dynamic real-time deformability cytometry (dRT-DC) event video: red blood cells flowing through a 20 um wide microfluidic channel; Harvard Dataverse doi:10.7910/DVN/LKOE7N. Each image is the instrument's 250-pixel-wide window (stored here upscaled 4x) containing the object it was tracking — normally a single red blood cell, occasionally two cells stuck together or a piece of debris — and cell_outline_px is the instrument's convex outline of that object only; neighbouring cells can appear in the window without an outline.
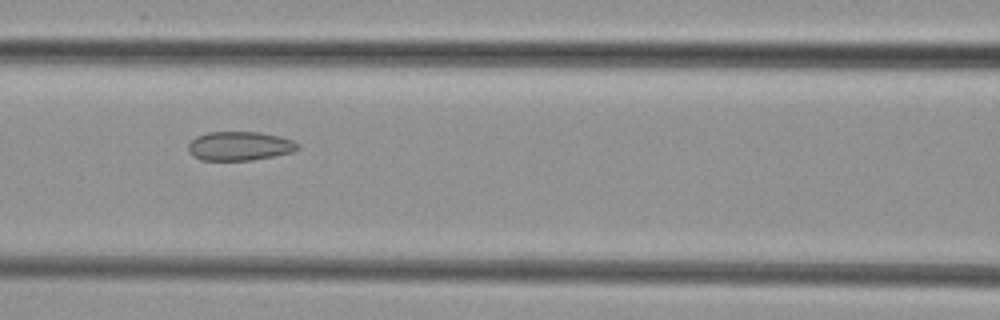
{"species": "common noctule bat (a hibernating species)", "species_latin": "Nyctalus noctula", "temperature_condition": "cold", "stored_images_in_passage": 6, "camera_frame_rate_fps": 3000, "um_per_image_px": 0.085, "animal": {"sex": "female", "body_mass_g": 29.2, "forearm_length_mm": 56.3}, "frame": {"image": 1, "passage_image": 5, "time_ms": 6.667, "image_size_px": [1000, 320], "cell_outline_px": [[300, 148], [292, 152], [252, 160], [200, 160], [192, 156], [188, 152], [188, 144], [196, 136], [208, 132], [260, 132], [280, 136], [292, 140], [300, 144]], "centroid_in_image_um": [20.36, 12.41], "position_along_channel_um": 146.2, "area_um2": 18.61}}
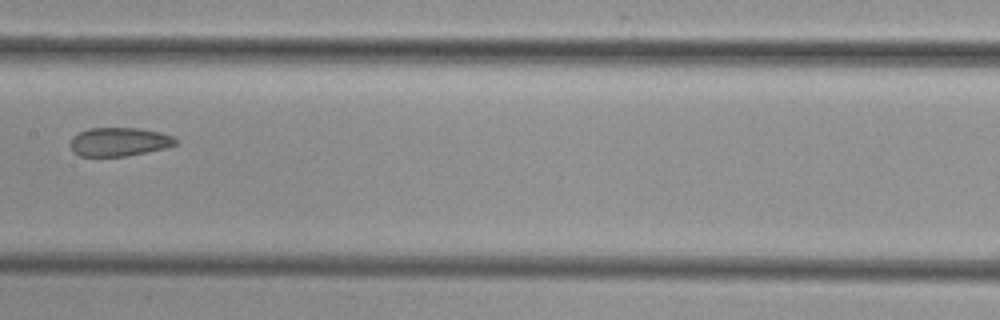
{"frame": {"image": 2, "passage_image": 6, "time_ms": 8.0, "image_size_px": [1000, 320], "cell_outline_px": [[176, 144], [168, 148], [124, 156], [80, 156], [72, 152], [68, 144], [72, 136], [88, 128], [140, 128], [160, 132], [172, 136], [176, 140]], "centroid_in_image_um": [10.08, 12.05], "position_along_channel_um": 197.3, "area_um2": 17.74}}